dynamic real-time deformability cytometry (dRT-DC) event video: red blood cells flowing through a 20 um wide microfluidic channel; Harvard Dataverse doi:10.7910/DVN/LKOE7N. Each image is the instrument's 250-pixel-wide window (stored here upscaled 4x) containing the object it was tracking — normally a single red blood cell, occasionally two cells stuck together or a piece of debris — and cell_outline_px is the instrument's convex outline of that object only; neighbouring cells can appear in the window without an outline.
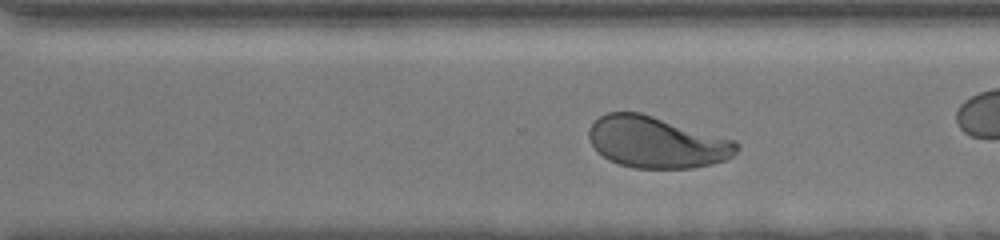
{"species": "human", "species_latin": "Homo sapiens", "temperature_condition": "room temperature", "stored_images_in_passage": 40, "camera_frame_rate_fps": 3000, "um_per_image_px": 0.085, "donor": {"sex": "female"}, "frame": {"image": 1, "passage_image": 29, "time_ms": 7.333, "image_size_px": [1000, 240], "cell_outline_px": [[740, 148], [732, 156], [724, 160], [712, 164], [692, 168], [632, 168], [608, 160], [596, 152], [588, 136], [588, 128], [600, 116], [608, 112], [640, 112], [736, 140], [740, 144]], "centroid_in_image_um": [55.81, 12.09], "position_along_channel_um": 314.8, "area_um2": 44.51}, "authors_computed_cell_mechanics": {"area_um2": 44.6794, "velocity_mm_per_s": 3.5426, "shape_relaxation_time_tau1_ms": 4.1623, "shape_relaxation_time_tau2_ms": null, "deformation_change_tau1": 0.1865, "deformation_change_tau2": null}}